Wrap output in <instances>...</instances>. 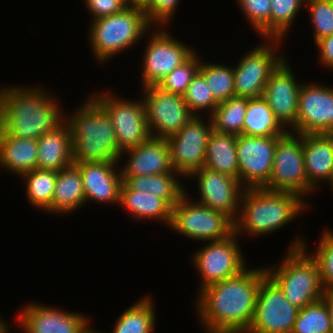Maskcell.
<instances>
[{"mask_svg":"<svg viewBox=\"0 0 333 333\" xmlns=\"http://www.w3.org/2000/svg\"><path fill=\"white\" fill-rule=\"evenodd\" d=\"M265 267L248 269L198 292L196 313L206 333H246L252 323Z\"/></svg>","mask_w":333,"mask_h":333,"instance_id":"obj_1","label":"cell"},{"mask_svg":"<svg viewBox=\"0 0 333 333\" xmlns=\"http://www.w3.org/2000/svg\"><path fill=\"white\" fill-rule=\"evenodd\" d=\"M44 90L37 86L2 87L0 128L15 138L37 140L44 133L62 126L66 122L64 111H61L59 101Z\"/></svg>","mask_w":333,"mask_h":333,"instance_id":"obj_2","label":"cell"},{"mask_svg":"<svg viewBox=\"0 0 333 333\" xmlns=\"http://www.w3.org/2000/svg\"><path fill=\"white\" fill-rule=\"evenodd\" d=\"M304 201V197L290 191L245 188L234 232L238 236L242 233L251 236L273 233L303 213L302 210L308 207Z\"/></svg>","mask_w":333,"mask_h":333,"instance_id":"obj_3","label":"cell"},{"mask_svg":"<svg viewBox=\"0 0 333 333\" xmlns=\"http://www.w3.org/2000/svg\"><path fill=\"white\" fill-rule=\"evenodd\" d=\"M71 116L72 162H120L116 132L106 111L90 96Z\"/></svg>","mask_w":333,"mask_h":333,"instance_id":"obj_4","label":"cell"},{"mask_svg":"<svg viewBox=\"0 0 333 333\" xmlns=\"http://www.w3.org/2000/svg\"><path fill=\"white\" fill-rule=\"evenodd\" d=\"M298 236L294 238L278 268L269 266L265 270L290 303L301 309L322 300L324 288L318 263L307 251L306 241Z\"/></svg>","mask_w":333,"mask_h":333,"instance_id":"obj_5","label":"cell"},{"mask_svg":"<svg viewBox=\"0 0 333 333\" xmlns=\"http://www.w3.org/2000/svg\"><path fill=\"white\" fill-rule=\"evenodd\" d=\"M90 26L89 44L95 59L101 63L135 45L153 27L144 8L138 6H128L120 13L95 19Z\"/></svg>","mask_w":333,"mask_h":333,"instance_id":"obj_6","label":"cell"},{"mask_svg":"<svg viewBox=\"0 0 333 333\" xmlns=\"http://www.w3.org/2000/svg\"><path fill=\"white\" fill-rule=\"evenodd\" d=\"M182 196L172 208L170 228L198 241H219L234 233V222L224 213L191 201L189 194Z\"/></svg>","mask_w":333,"mask_h":333,"instance_id":"obj_7","label":"cell"},{"mask_svg":"<svg viewBox=\"0 0 333 333\" xmlns=\"http://www.w3.org/2000/svg\"><path fill=\"white\" fill-rule=\"evenodd\" d=\"M262 188L273 191H290L301 197L315 191L309 185L306 177L302 134L288 129L279 137L272 173L269 181Z\"/></svg>","mask_w":333,"mask_h":333,"instance_id":"obj_8","label":"cell"},{"mask_svg":"<svg viewBox=\"0 0 333 333\" xmlns=\"http://www.w3.org/2000/svg\"><path fill=\"white\" fill-rule=\"evenodd\" d=\"M108 91L91 96L108 114L116 132L117 145L121 154L137 147L149 139L151 134L143 100L131 101L118 98L111 94V90Z\"/></svg>","mask_w":333,"mask_h":333,"instance_id":"obj_9","label":"cell"},{"mask_svg":"<svg viewBox=\"0 0 333 333\" xmlns=\"http://www.w3.org/2000/svg\"><path fill=\"white\" fill-rule=\"evenodd\" d=\"M267 44H260L250 49L233 67L235 96L259 98L263 96L265 85L271 73L285 59L277 56L276 45L282 44L280 39H266ZM236 67V68H235Z\"/></svg>","mask_w":333,"mask_h":333,"instance_id":"obj_10","label":"cell"},{"mask_svg":"<svg viewBox=\"0 0 333 333\" xmlns=\"http://www.w3.org/2000/svg\"><path fill=\"white\" fill-rule=\"evenodd\" d=\"M146 120L151 137L168 139L177 134L194 116L184 97L169 93L157 85L143 87Z\"/></svg>","mask_w":333,"mask_h":333,"instance_id":"obj_11","label":"cell"},{"mask_svg":"<svg viewBox=\"0 0 333 333\" xmlns=\"http://www.w3.org/2000/svg\"><path fill=\"white\" fill-rule=\"evenodd\" d=\"M239 236L234 232L229 237L211 241L193 254L192 263L199 275L200 288L234 277L243 271L247 264L238 245ZM202 280V281H201Z\"/></svg>","mask_w":333,"mask_h":333,"instance_id":"obj_12","label":"cell"},{"mask_svg":"<svg viewBox=\"0 0 333 333\" xmlns=\"http://www.w3.org/2000/svg\"><path fill=\"white\" fill-rule=\"evenodd\" d=\"M298 311L267 275L259 286L254 317L246 333H291Z\"/></svg>","mask_w":333,"mask_h":333,"instance_id":"obj_13","label":"cell"},{"mask_svg":"<svg viewBox=\"0 0 333 333\" xmlns=\"http://www.w3.org/2000/svg\"><path fill=\"white\" fill-rule=\"evenodd\" d=\"M161 28V30H160ZM178 41L166 29L152 31L144 50L142 88L158 85L171 71L187 61L196 51Z\"/></svg>","mask_w":333,"mask_h":333,"instance_id":"obj_14","label":"cell"},{"mask_svg":"<svg viewBox=\"0 0 333 333\" xmlns=\"http://www.w3.org/2000/svg\"><path fill=\"white\" fill-rule=\"evenodd\" d=\"M193 116L181 130L167 139L173 170L182 178L204 167L209 135L213 131L211 117Z\"/></svg>","mask_w":333,"mask_h":333,"instance_id":"obj_15","label":"cell"},{"mask_svg":"<svg viewBox=\"0 0 333 333\" xmlns=\"http://www.w3.org/2000/svg\"><path fill=\"white\" fill-rule=\"evenodd\" d=\"M280 136H236L238 179L245 188H262L272 173Z\"/></svg>","mask_w":333,"mask_h":333,"instance_id":"obj_16","label":"cell"},{"mask_svg":"<svg viewBox=\"0 0 333 333\" xmlns=\"http://www.w3.org/2000/svg\"><path fill=\"white\" fill-rule=\"evenodd\" d=\"M297 134H333V88L321 84L301 85L298 97Z\"/></svg>","mask_w":333,"mask_h":333,"instance_id":"obj_17","label":"cell"},{"mask_svg":"<svg viewBox=\"0 0 333 333\" xmlns=\"http://www.w3.org/2000/svg\"><path fill=\"white\" fill-rule=\"evenodd\" d=\"M189 177H196L198 181L200 197L197 202L236 221L245 189L239 179L206 167L194 171Z\"/></svg>","mask_w":333,"mask_h":333,"instance_id":"obj_18","label":"cell"},{"mask_svg":"<svg viewBox=\"0 0 333 333\" xmlns=\"http://www.w3.org/2000/svg\"><path fill=\"white\" fill-rule=\"evenodd\" d=\"M17 317L25 333H86L90 328L85 315L34 302L25 305Z\"/></svg>","mask_w":333,"mask_h":333,"instance_id":"obj_19","label":"cell"},{"mask_svg":"<svg viewBox=\"0 0 333 333\" xmlns=\"http://www.w3.org/2000/svg\"><path fill=\"white\" fill-rule=\"evenodd\" d=\"M286 58L271 73L263 92L276 119L286 130L296 125L298 97L302 83L296 81Z\"/></svg>","mask_w":333,"mask_h":333,"instance_id":"obj_20","label":"cell"},{"mask_svg":"<svg viewBox=\"0 0 333 333\" xmlns=\"http://www.w3.org/2000/svg\"><path fill=\"white\" fill-rule=\"evenodd\" d=\"M119 162H84L75 164L81 172L86 203L119 204L123 184Z\"/></svg>","mask_w":333,"mask_h":333,"instance_id":"obj_21","label":"cell"},{"mask_svg":"<svg viewBox=\"0 0 333 333\" xmlns=\"http://www.w3.org/2000/svg\"><path fill=\"white\" fill-rule=\"evenodd\" d=\"M129 154L127 163L120 169L121 176H146L175 172L171 164L167 139L150 137L135 148L120 154Z\"/></svg>","mask_w":333,"mask_h":333,"instance_id":"obj_22","label":"cell"},{"mask_svg":"<svg viewBox=\"0 0 333 333\" xmlns=\"http://www.w3.org/2000/svg\"><path fill=\"white\" fill-rule=\"evenodd\" d=\"M306 177L316 191L321 182L333 179V134H302Z\"/></svg>","mask_w":333,"mask_h":333,"instance_id":"obj_23","label":"cell"},{"mask_svg":"<svg viewBox=\"0 0 333 333\" xmlns=\"http://www.w3.org/2000/svg\"><path fill=\"white\" fill-rule=\"evenodd\" d=\"M37 143V169L58 172L73 164L72 135L67 122L57 130L44 133Z\"/></svg>","mask_w":333,"mask_h":333,"instance_id":"obj_24","label":"cell"},{"mask_svg":"<svg viewBox=\"0 0 333 333\" xmlns=\"http://www.w3.org/2000/svg\"><path fill=\"white\" fill-rule=\"evenodd\" d=\"M36 139L15 138L0 128V166L14 175L22 176L37 168Z\"/></svg>","mask_w":333,"mask_h":333,"instance_id":"obj_25","label":"cell"},{"mask_svg":"<svg viewBox=\"0 0 333 333\" xmlns=\"http://www.w3.org/2000/svg\"><path fill=\"white\" fill-rule=\"evenodd\" d=\"M86 204L80 169L72 164L57 172L51 213H72Z\"/></svg>","mask_w":333,"mask_h":333,"instance_id":"obj_26","label":"cell"},{"mask_svg":"<svg viewBox=\"0 0 333 333\" xmlns=\"http://www.w3.org/2000/svg\"><path fill=\"white\" fill-rule=\"evenodd\" d=\"M128 210L134 219H155L170 226L172 207L163 199L148 192L130 190L124 183L121 187L119 204Z\"/></svg>","mask_w":333,"mask_h":333,"instance_id":"obj_27","label":"cell"},{"mask_svg":"<svg viewBox=\"0 0 333 333\" xmlns=\"http://www.w3.org/2000/svg\"><path fill=\"white\" fill-rule=\"evenodd\" d=\"M178 176L182 177L176 172H167L146 176H122V178L130 190L148 192L165 200L173 208L186 193V188L180 183Z\"/></svg>","mask_w":333,"mask_h":333,"instance_id":"obj_28","label":"cell"},{"mask_svg":"<svg viewBox=\"0 0 333 333\" xmlns=\"http://www.w3.org/2000/svg\"><path fill=\"white\" fill-rule=\"evenodd\" d=\"M204 167L238 179L236 136L213 130L207 142Z\"/></svg>","mask_w":333,"mask_h":333,"instance_id":"obj_29","label":"cell"},{"mask_svg":"<svg viewBox=\"0 0 333 333\" xmlns=\"http://www.w3.org/2000/svg\"><path fill=\"white\" fill-rule=\"evenodd\" d=\"M286 131L262 96L248 98L242 134L257 137L282 136Z\"/></svg>","mask_w":333,"mask_h":333,"instance_id":"obj_30","label":"cell"},{"mask_svg":"<svg viewBox=\"0 0 333 333\" xmlns=\"http://www.w3.org/2000/svg\"><path fill=\"white\" fill-rule=\"evenodd\" d=\"M148 295L124 310L116 320L112 333H153L156 312Z\"/></svg>","mask_w":333,"mask_h":333,"instance_id":"obj_31","label":"cell"},{"mask_svg":"<svg viewBox=\"0 0 333 333\" xmlns=\"http://www.w3.org/2000/svg\"><path fill=\"white\" fill-rule=\"evenodd\" d=\"M247 105L248 98L237 96L219 103L210 116L213 130L218 133L241 135Z\"/></svg>","mask_w":333,"mask_h":333,"instance_id":"obj_32","label":"cell"},{"mask_svg":"<svg viewBox=\"0 0 333 333\" xmlns=\"http://www.w3.org/2000/svg\"><path fill=\"white\" fill-rule=\"evenodd\" d=\"M26 182V197L29 203L51 213V201L54 196L57 172L34 169L21 176Z\"/></svg>","mask_w":333,"mask_h":333,"instance_id":"obj_33","label":"cell"},{"mask_svg":"<svg viewBox=\"0 0 333 333\" xmlns=\"http://www.w3.org/2000/svg\"><path fill=\"white\" fill-rule=\"evenodd\" d=\"M198 72L205 78L218 103L235 96L234 72L230 65L201 62Z\"/></svg>","mask_w":333,"mask_h":333,"instance_id":"obj_34","label":"cell"},{"mask_svg":"<svg viewBox=\"0 0 333 333\" xmlns=\"http://www.w3.org/2000/svg\"><path fill=\"white\" fill-rule=\"evenodd\" d=\"M291 333H332L331 319L323 300L299 309Z\"/></svg>","mask_w":333,"mask_h":333,"instance_id":"obj_35","label":"cell"},{"mask_svg":"<svg viewBox=\"0 0 333 333\" xmlns=\"http://www.w3.org/2000/svg\"><path fill=\"white\" fill-rule=\"evenodd\" d=\"M305 0H271L270 39L282 40Z\"/></svg>","mask_w":333,"mask_h":333,"instance_id":"obj_36","label":"cell"},{"mask_svg":"<svg viewBox=\"0 0 333 333\" xmlns=\"http://www.w3.org/2000/svg\"><path fill=\"white\" fill-rule=\"evenodd\" d=\"M185 103L188 105L190 112L194 116H199L198 112L201 110H208L209 116H211L218 106V102L215 100L209 85L205 81V78L197 72L192 78L191 83L187 87L185 94L183 95Z\"/></svg>","mask_w":333,"mask_h":333,"instance_id":"obj_37","label":"cell"},{"mask_svg":"<svg viewBox=\"0 0 333 333\" xmlns=\"http://www.w3.org/2000/svg\"><path fill=\"white\" fill-rule=\"evenodd\" d=\"M199 58L197 52H195L187 61L176 67L162 79L157 86L166 92L183 96L192 78L199 70L201 63Z\"/></svg>","mask_w":333,"mask_h":333,"instance_id":"obj_38","label":"cell"},{"mask_svg":"<svg viewBox=\"0 0 333 333\" xmlns=\"http://www.w3.org/2000/svg\"><path fill=\"white\" fill-rule=\"evenodd\" d=\"M313 24L314 43L333 35V0H305Z\"/></svg>","mask_w":333,"mask_h":333,"instance_id":"obj_39","label":"cell"},{"mask_svg":"<svg viewBox=\"0 0 333 333\" xmlns=\"http://www.w3.org/2000/svg\"><path fill=\"white\" fill-rule=\"evenodd\" d=\"M237 4L255 32L270 39L271 0H238Z\"/></svg>","mask_w":333,"mask_h":333,"instance_id":"obj_40","label":"cell"},{"mask_svg":"<svg viewBox=\"0 0 333 333\" xmlns=\"http://www.w3.org/2000/svg\"><path fill=\"white\" fill-rule=\"evenodd\" d=\"M316 253L310 254L318 263L324 291H333V232L324 230Z\"/></svg>","mask_w":333,"mask_h":333,"instance_id":"obj_41","label":"cell"},{"mask_svg":"<svg viewBox=\"0 0 333 333\" xmlns=\"http://www.w3.org/2000/svg\"><path fill=\"white\" fill-rule=\"evenodd\" d=\"M180 0H150L144 8L147 20L150 24L164 25L171 21Z\"/></svg>","mask_w":333,"mask_h":333,"instance_id":"obj_42","label":"cell"},{"mask_svg":"<svg viewBox=\"0 0 333 333\" xmlns=\"http://www.w3.org/2000/svg\"><path fill=\"white\" fill-rule=\"evenodd\" d=\"M92 15L91 21L122 12L128 5L124 0H84Z\"/></svg>","mask_w":333,"mask_h":333,"instance_id":"obj_43","label":"cell"},{"mask_svg":"<svg viewBox=\"0 0 333 333\" xmlns=\"http://www.w3.org/2000/svg\"><path fill=\"white\" fill-rule=\"evenodd\" d=\"M316 46L319 50V59L326 68H333V35L318 40ZM333 71V69H332Z\"/></svg>","mask_w":333,"mask_h":333,"instance_id":"obj_44","label":"cell"},{"mask_svg":"<svg viewBox=\"0 0 333 333\" xmlns=\"http://www.w3.org/2000/svg\"><path fill=\"white\" fill-rule=\"evenodd\" d=\"M322 300L327 305L330 319H331V326H332V333H333V291H324Z\"/></svg>","mask_w":333,"mask_h":333,"instance_id":"obj_45","label":"cell"},{"mask_svg":"<svg viewBox=\"0 0 333 333\" xmlns=\"http://www.w3.org/2000/svg\"><path fill=\"white\" fill-rule=\"evenodd\" d=\"M149 2L150 0H127V5L145 8Z\"/></svg>","mask_w":333,"mask_h":333,"instance_id":"obj_46","label":"cell"},{"mask_svg":"<svg viewBox=\"0 0 333 333\" xmlns=\"http://www.w3.org/2000/svg\"><path fill=\"white\" fill-rule=\"evenodd\" d=\"M9 327L10 325H6V322L0 318V333H9Z\"/></svg>","mask_w":333,"mask_h":333,"instance_id":"obj_47","label":"cell"},{"mask_svg":"<svg viewBox=\"0 0 333 333\" xmlns=\"http://www.w3.org/2000/svg\"><path fill=\"white\" fill-rule=\"evenodd\" d=\"M86 333H102V331L99 332L97 330L91 329V327H90Z\"/></svg>","mask_w":333,"mask_h":333,"instance_id":"obj_48","label":"cell"},{"mask_svg":"<svg viewBox=\"0 0 333 333\" xmlns=\"http://www.w3.org/2000/svg\"><path fill=\"white\" fill-rule=\"evenodd\" d=\"M331 188H332L331 190H333V179H332V183H331Z\"/></svg>","mask_w":333,"mask_h":333,"instance_id":"obj_49","label":"cell"}]
</instances>
